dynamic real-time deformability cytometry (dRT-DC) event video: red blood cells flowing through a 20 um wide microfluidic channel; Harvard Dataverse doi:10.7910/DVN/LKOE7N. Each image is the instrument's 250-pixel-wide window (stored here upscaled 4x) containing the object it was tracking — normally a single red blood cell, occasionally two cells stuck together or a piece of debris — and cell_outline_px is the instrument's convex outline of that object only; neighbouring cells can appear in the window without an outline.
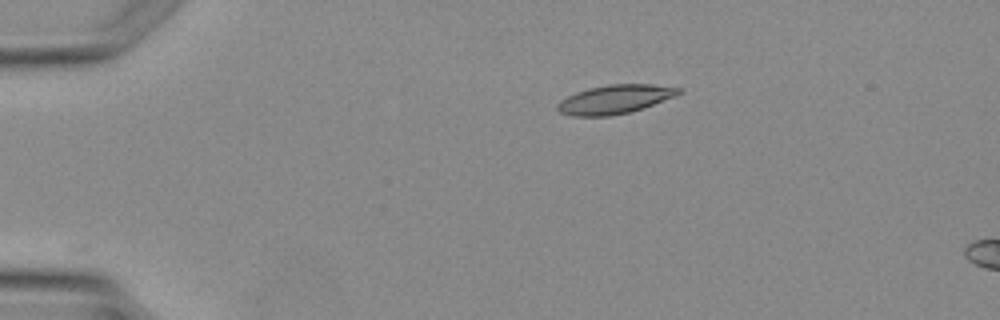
{"species": "Egyptian fruit bat (a non-hibernating species)", "species_latin": "Rousettus aegyptiacus", "temperature_condition": "warm", "stored_images_in_passage": 2, "camera_frame_rate_fps": 3000, "um_per_image_px": 0.085, "animal": {"sex": "female"}, "frame": {"image": 1, "passage_image": 1, "time_ms": 0.0, "image_size_px": [1000, 320], "cell_outline_px": [[684, 92], [676, 96], [644, 108], [628, 112], [608, 116], [572, 116], [560, 112], [556, 108], [556, 104], [560, 100], [576, 92], [588, 88], [608, 84], [652, 84], [680, 88]], "centroid_in_image_um": [52.27, 8.43], "position_along_channel_um": 32.7, "area_um2": 20.46}}